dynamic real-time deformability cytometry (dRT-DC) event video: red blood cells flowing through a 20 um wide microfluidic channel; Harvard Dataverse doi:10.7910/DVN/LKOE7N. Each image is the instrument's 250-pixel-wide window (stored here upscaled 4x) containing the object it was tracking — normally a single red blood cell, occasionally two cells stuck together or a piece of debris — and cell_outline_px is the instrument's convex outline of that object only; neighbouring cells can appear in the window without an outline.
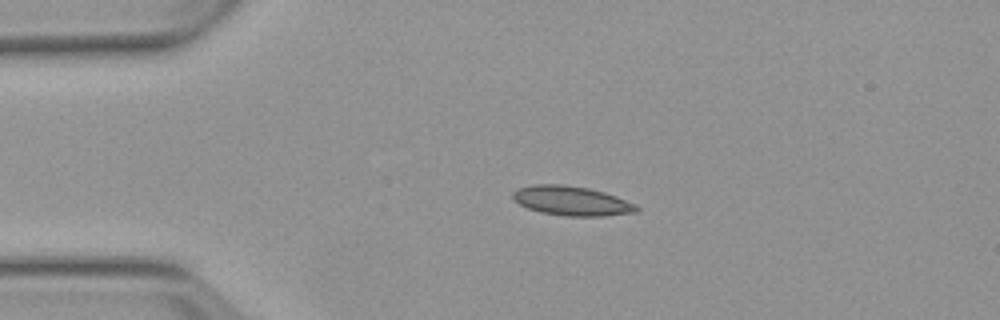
{"species": "Egyptian fruit bat (a non-hibernating species)", "species_latin": "Rousettus aegyptiacus", "temperature_condition": "warm", "stored_images_in_passage": 2, "camera_frame_rate_fps": 3000, "um_per_image_px": 0.085, "animal": {"sex": "female"}, "frame": {"image": 1, "passage_image": 1, "time_ms": 0.0, "image_size_px": [1000, 320], "cell_outline_px": [[640, 208], [636, 212], [604, 216], [564, 216], [540, 212], [528, 208], [512, 200], [512, 192], [516, 188], [532, 184], [564, 184], [588, 188], [604, 192], [616, 196], [636, 204]], "centroid_in_image_um": [48.56, 17.06], "position_along_channel_um": 36.4, "area_um2": 21.44}}